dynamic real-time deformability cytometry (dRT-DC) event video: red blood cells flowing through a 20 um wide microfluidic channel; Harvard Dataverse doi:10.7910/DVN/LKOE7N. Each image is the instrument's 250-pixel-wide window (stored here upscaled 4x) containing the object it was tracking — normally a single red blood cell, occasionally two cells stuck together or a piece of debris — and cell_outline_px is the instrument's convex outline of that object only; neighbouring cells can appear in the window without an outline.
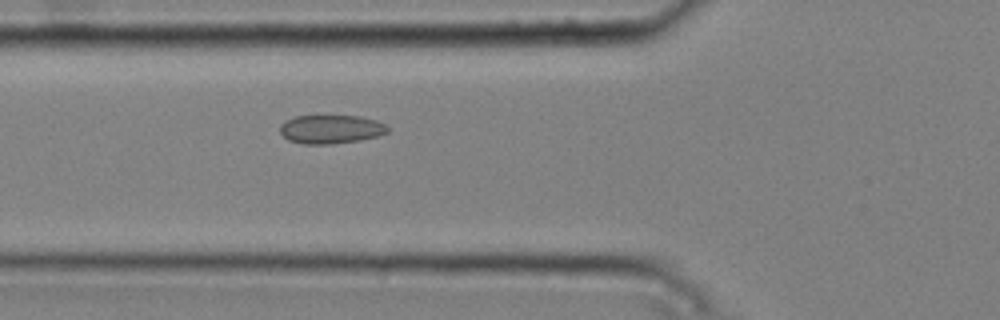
{"species": "common noctule bat (a hibernating species)", "species_latin": "Nyctalus noctula", "temperature_condition": "cold", "stored_images_in_passage": 5, "camera_frame_rate_fps": 3000, "um_per_image_px": 0.085, "animal": {"sex": "male", "body_mass_g": 20.4}, "frame": {"image": 1, "passage_image": 5, "time_ms": 1.333, "image_size_px": [1000, 320], "cell_outline_px": [[392, 128], [388, 132], [376, 136], [360, 140], [332, 144], [304, 144], [288, 140], [280, 132], [280, 124], [284, 120], [296, 116], [360, 116], [376, 120]], "centroid_in_image_um": [28.13, 10.98], "position_along_channel_um": 97.7, "area_um2": 18.09}}